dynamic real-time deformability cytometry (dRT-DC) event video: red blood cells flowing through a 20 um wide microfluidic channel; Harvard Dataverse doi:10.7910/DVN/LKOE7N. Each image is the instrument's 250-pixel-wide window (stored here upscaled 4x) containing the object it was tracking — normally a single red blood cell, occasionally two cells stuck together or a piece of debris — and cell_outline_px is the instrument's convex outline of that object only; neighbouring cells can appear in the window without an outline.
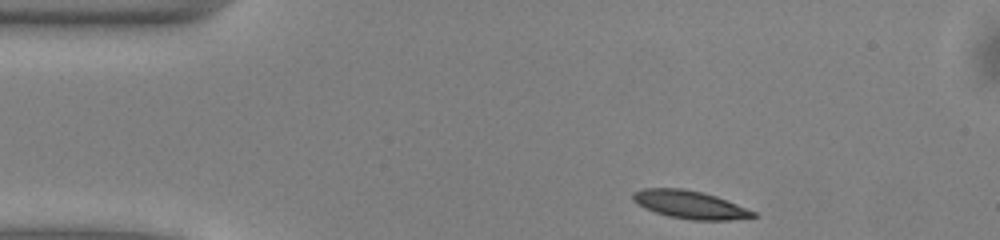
{"species": "common noctule bat (a hibernating species)", "species_latin": "Nyctalus noctula", "temperature_condition": "warm", "stored_images_in_passage": 44, "camera_frame_rate_fps": 3000, "um_per_image_px": 0.085, "animal": {"sex": "male", "body_mass_g": 13.0, "forearm_length_mm": 53.1}, "frame": {"image": 1, "passage_image": 1, "time_ms": 0.0, "image_size_px": [1000, 240], "cell_outline_px": [[756, 216], [728, 220], [692, 220], [668, 216], [644, 208], [632, 200], [632, 192], [644, 188], [684, 188], [716, 196], [756, 212]], "centroid_in_image_um": [58.59, 17.39], "position_along_channel_um": 26.4, "area_um2": 19.42}}
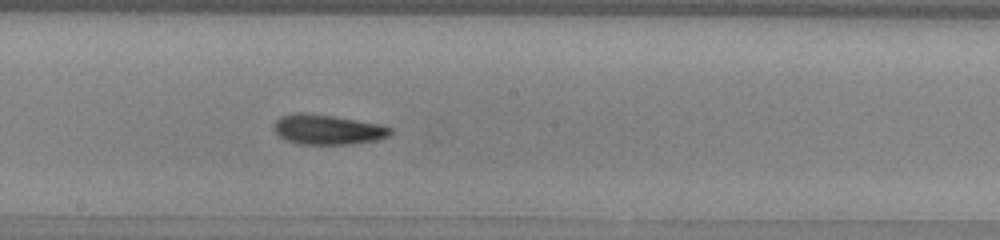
{"frame": {"image": 2, "passage_image": 20, "time_ms": 6.333, "image_size_px": [1000, 240], "cell_outline_px": [[392, 132], [388, 136], [376, 140], [352, 144], [300, 144], [284, 140], [272, 128], [272, 124], [280, 116], [296, 112], [304, 112], [332, 116], [380, 124], [392, 128]], "centroid_in_image_um": [27.8, 11.01], "position_along_channel_um": 220.4, "area_um2": 20.4}}
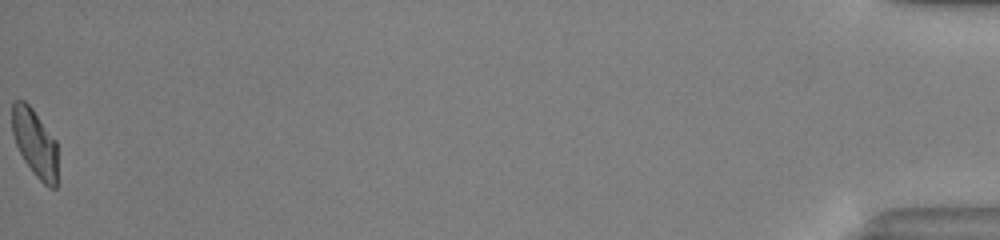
{"frame": {"image": 3, "passage_image": 44, "time_ms": 14.333, "image_size_px": [1000, 240], "cell_outline_px": [[56, 188], [48, 188], [32, 172], [24, 160], [16, 144], [12, 132], [12, 100], [24, 100], [32, 108], [56, 140]], "centroid_in_image_um": [2.95, 12.13], "position_along_channel_um": 432.3, "area_um2": 17.86}, "authors_computed_cell_mechanics": {"area_um2": 19.5653, "velocity_mm_per_s": 4.0229, "shape_relaxation_time_tau1_ms": 3.7567, "shape_relaxation_time_tau2_ms": 9.8467, "deformation_change_tau1": 0.1387, "deformation_change_tau2": 0.1655}}